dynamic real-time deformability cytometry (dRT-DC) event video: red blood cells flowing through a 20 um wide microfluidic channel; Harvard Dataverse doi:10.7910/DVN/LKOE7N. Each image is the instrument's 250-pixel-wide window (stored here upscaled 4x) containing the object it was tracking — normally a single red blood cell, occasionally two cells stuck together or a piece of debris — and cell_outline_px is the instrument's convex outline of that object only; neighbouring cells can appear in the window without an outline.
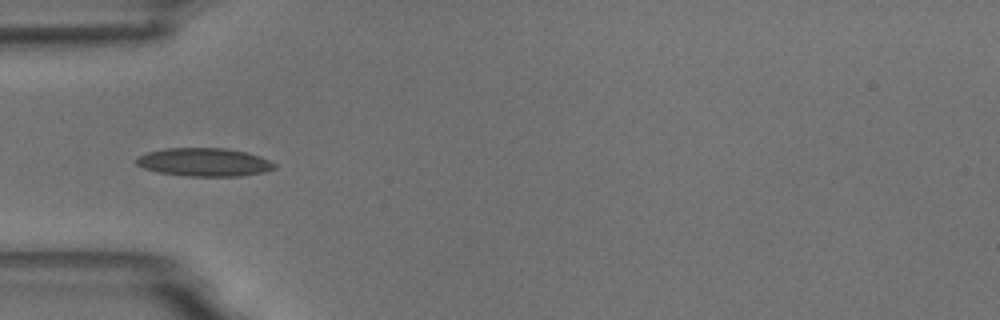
{"species": "common noctule bat (a hibernating species)", "species_latin": "Nyctalus noctula", "temperature_condition": "room temperature", "stored_images_in_passage": 7, "camera_frame_rate_fps": 3000, "um_per_image_px": 0.085, "animal": {"sex": "male", "body_mass_g": 18.8}, "frame": {"image": 1, "passage_image": 3, "time_ms": 3.0, "image_size_px": [1000, 320], "cell_outline_px": [[276, 168], [264, 172], [240, 176], [188, 176], [156, 172], [144, 168], [136, 164], [136, 156], [148, 152], [164, 148], [228, 148], [260, 156], [276, 164]], "centroid_in_image_um": [17.34, 13.78], "position_along_channel_um": 67.7, "area_um2": 22.83}}
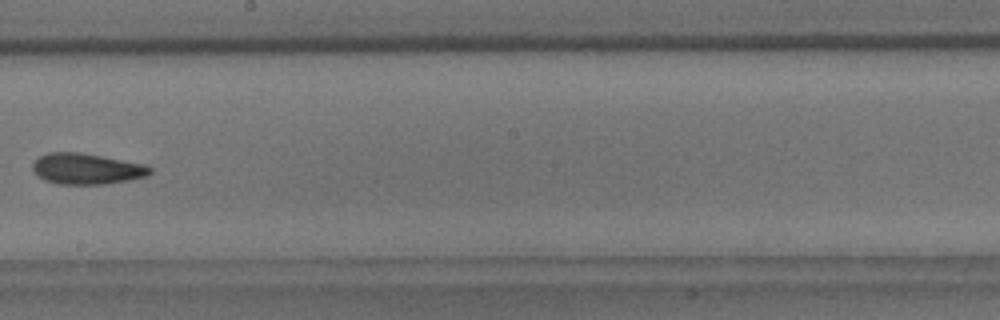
{"frame": {"image": 2, "passage_image": 7, "time_ms": 7.667, "image_size_px": [1000, 320], "cell_outline_px": [[152, 172], [148, 176], [128, 180], [104, 184], [56, 184], [44, 180], [32, 168], [32, 164], [40, 156], [48, 152], [80, 152], [148, 164], [152, 168]], "centroid_in_image_um": [7.41, 14.34], "position_along_channel_um": 240.8, "area_um2": 21.27}}